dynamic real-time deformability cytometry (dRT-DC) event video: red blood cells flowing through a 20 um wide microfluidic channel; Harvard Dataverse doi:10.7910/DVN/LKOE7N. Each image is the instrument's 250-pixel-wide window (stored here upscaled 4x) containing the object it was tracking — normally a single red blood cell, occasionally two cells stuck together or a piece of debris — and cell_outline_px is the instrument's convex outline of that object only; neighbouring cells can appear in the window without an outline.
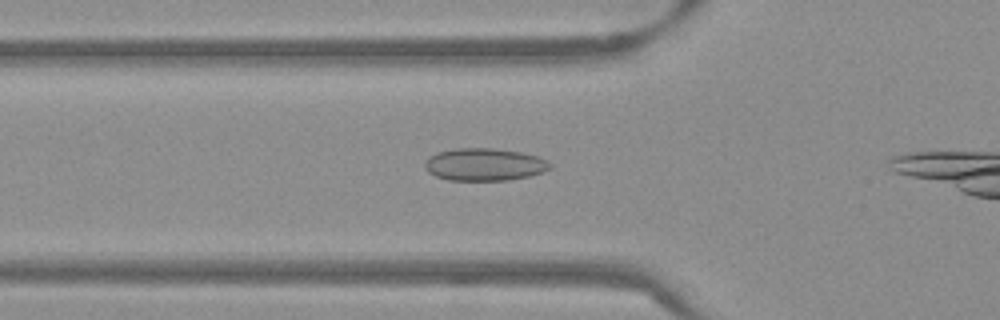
{"species": "Egyptian fruit bat (a non-hibernating species)", "species_latin": "Rousettus aegyptiacus", "temperature_condition": "warm", "stored_images_in_passage": 25, "camera_frame_rate_fps": 3000, "um_per_image_px": 0.085, "frame": {"image": 1, "passage_image": 7, "time_ms": 2.0, "image_size_px": [1000, 320], "cell_outline_px": [[552, 168], [528, 176], [508, 180], [448, 180], [436, 176], [428, 172], [424, 168], [424, 164], [428, 156], [436, 152], [456, 148], [492, 148], [520, 152], [536, 156], [548, 160], [552, 164]], "centroid_in_image_um": [41.14, 13.97], "position_along_channel_um": 84.7, "area_um2": 23.76}}
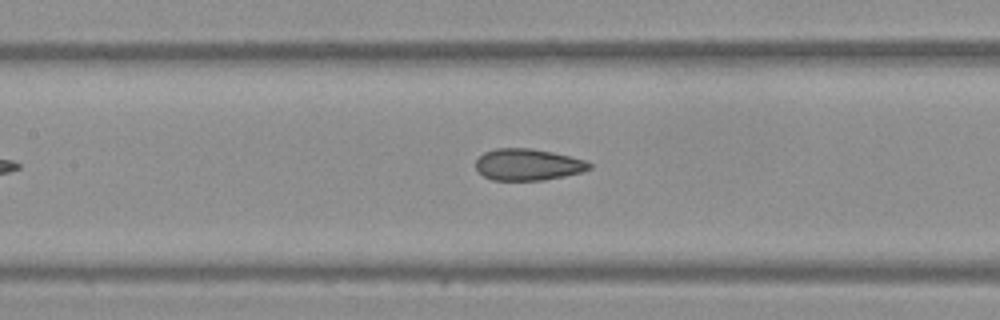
{"frame": {"image": 2, "passage_image": 13, "time_ms": 4.0, "image_size_px": [1000, 320], "cell_outline_px": [[592, 168], [584, 172], [544, 180], [492, 180], [484, 176], [476, 168], [476, 160], [484, 152], [496, 148], [532, 148], [552, 152], [584, 160], [592, 164]], "centroid_in_image_um": [44.88, 13.99], "position_along_channel_um": 162.5, "area_um2": 20.92}}
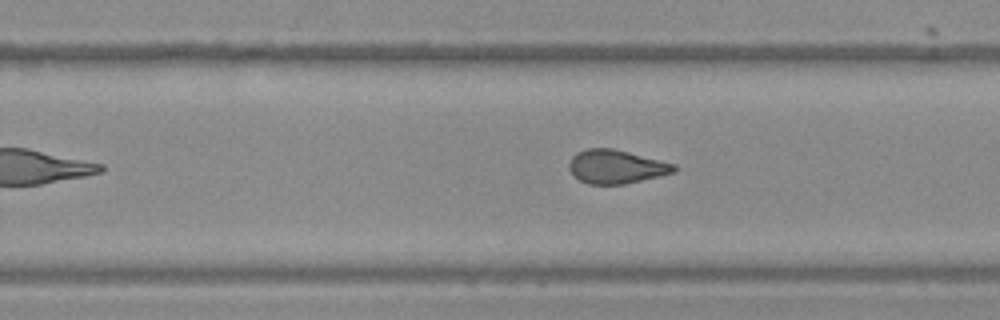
{"frame": {"image": 3, "passage_image": 22, "time_ms": 7.0, "image_size_px": [1000, 320], "cell_outline_px": [[680, 168], [676, 172], [660, 176], [624, 184], [588, 184], [580, 180], [568, 168], [568, 164], [572, 156], [576, 152], [588, 148], [612, 148], [676, 164]], "centroid_in_image_um": [52.4, 14.16], "position_along_channel_um": 277.4, "area_um2": 20.63}}